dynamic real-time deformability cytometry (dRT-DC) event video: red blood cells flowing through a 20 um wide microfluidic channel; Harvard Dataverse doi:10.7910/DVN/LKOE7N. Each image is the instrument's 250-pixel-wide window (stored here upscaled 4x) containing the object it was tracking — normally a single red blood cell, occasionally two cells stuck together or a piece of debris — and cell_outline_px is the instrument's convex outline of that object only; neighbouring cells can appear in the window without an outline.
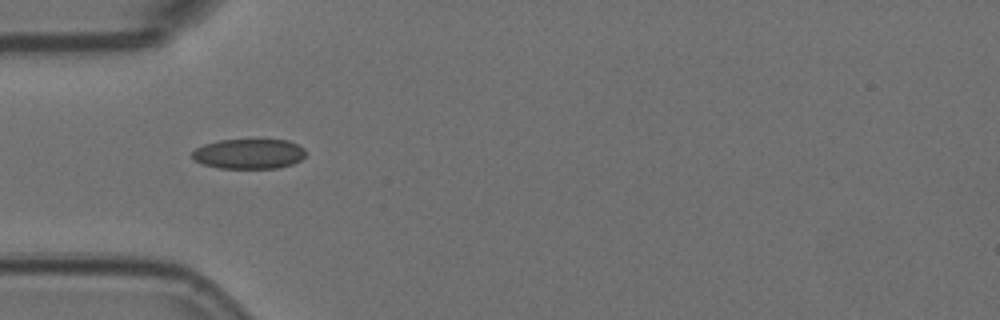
{"species": "Egyptian fruit bat (a non-hibernating species)", "species_latin": "Rousettus aegyptiacus", "temperature_condition": "room temperature", "stored_images_in_passage": 7, "camera_frame_rate_fps": 3000, "um_per_image_px": 0.085, "animal": {"sex": "female"}, "frame": {"image": 1, "passage_image": 1, "time_ms": 0.0, "image_size_px": [1000, 320], "cell_outline_px": [[304, 156], [300, 160], [292, 164], [280, 168], [220, 168], [204, 164], [196, 160], [192, 156], [192, 152], [196, 148], [204, 144], [220, 140], [288, 140], [304, 148]], "centroid_in_image_um": [21.17, 13.08], "position_along_channel_um": 63.8, "area_um2": 19.65}}
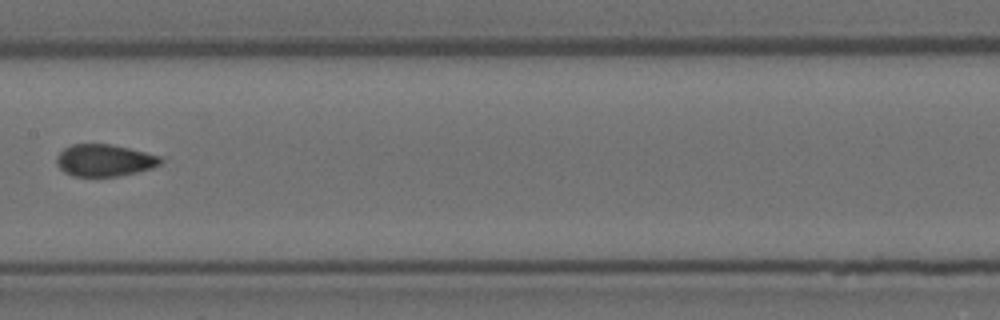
{"frame": {"image": 2, "passage_image": 4, "time_ms": 1.0, "image_size_px": [1000, 320], "cell_outline_px": [[160, 164], [152, 168], [136, 172], [116, 176], [72, 176], [64, 172], [56, 164], [56, 156], [64, 148], [72, 144], [112, 144], [160, 156]], "centroid_in_image_um": [8.83, 13.62], "position_along_channel_um": 198.6, "area_um2": 19.25}}
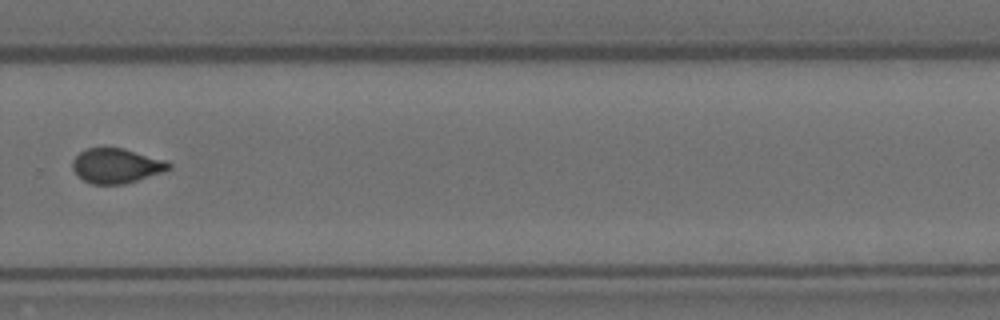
{"frame": {"image": 3, "passage_image": 7, "time_ms": 2.0, "image_size_px": [1000, 320], "cell_outline_px": [[172, 168], [124, 184], [92, 184], [84, 180], [72, 168], [72, 160], [84, 148], [124, 148], [164, 160], [172, 164]], "centroid_in_image_um": [9.86, 14.08], "position_along_channel_um": 319.9, "area_um2": 19.19}}